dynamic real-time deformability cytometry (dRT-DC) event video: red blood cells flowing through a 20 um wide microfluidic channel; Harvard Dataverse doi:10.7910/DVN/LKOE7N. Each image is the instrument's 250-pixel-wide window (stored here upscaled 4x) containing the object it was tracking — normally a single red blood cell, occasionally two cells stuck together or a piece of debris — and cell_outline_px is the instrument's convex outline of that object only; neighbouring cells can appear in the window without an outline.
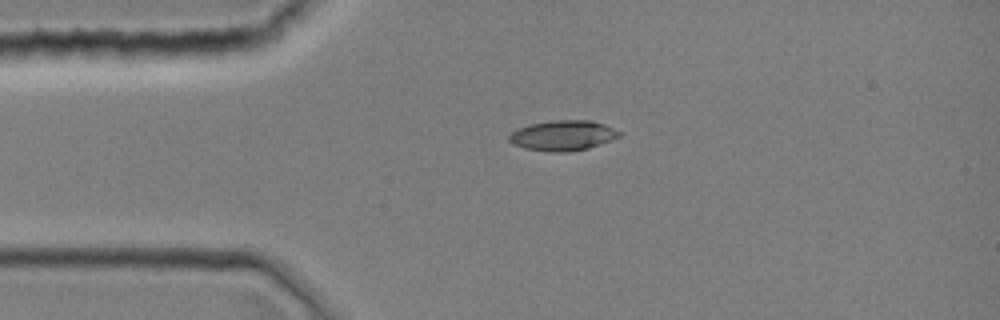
{"species": "common noctule bat (a hibernating species)", "species_latin": "Nyctalus noctula", "temperature_condition": "room temperature", "stored_images_in_passage": 1, "camera_frame_rate_fps": 3000, "um_per_image_px": 0.085, "animal": {"sex": "female", "body_mass_g": 19.0, "forearm_length_mm": 51.5}, "frame": {"image": 1, "passage_image": 1, "time_ms": 0.0, "image_size_px": [1000, 320], "cell_outline_px": [[620, 136], [600, 144], [588, 148], [564, 152], [548, 152], [524, 148], [512, 144], [508, 140], [508, 132], [516, 128], [528, 124], [552, 120], [588, 120], [604, 124], [620, 132]], "centroid_in_image_um": [47.75, 11.51], "position_along_channel_um": 37.3, "area_um2": 19.54}}